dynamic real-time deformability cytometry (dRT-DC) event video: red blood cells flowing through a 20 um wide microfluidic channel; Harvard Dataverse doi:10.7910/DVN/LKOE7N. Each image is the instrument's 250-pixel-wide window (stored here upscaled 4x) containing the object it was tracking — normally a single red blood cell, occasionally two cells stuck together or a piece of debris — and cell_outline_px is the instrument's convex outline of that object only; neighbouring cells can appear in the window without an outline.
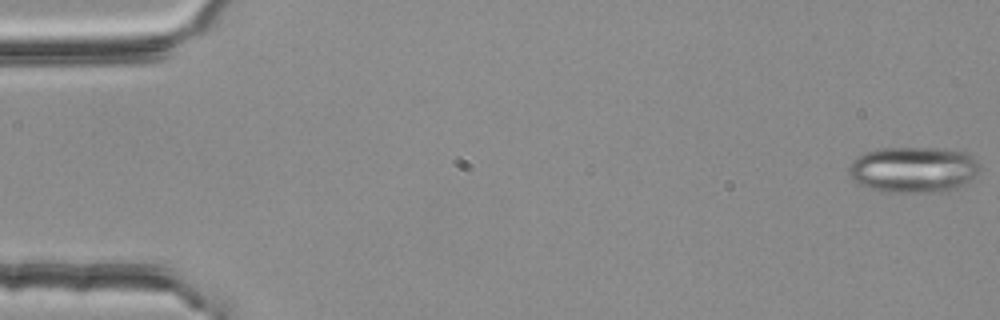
{"species": "common noctule bat (a hibernating species)", "species_latin": "Nyctalus noctula", "temperature_condition": "room temperature", "stored_images_in_passage": 5, "camera_frame_rate_fps": 3000, "um_per_image_px": 0.085, "animal": {"sex": "female", "body_mass_g": 25.1}, "frame": {"image": 1, "passage_image": 1, "time_ms": 0.0, "image_size_px": [1000, 320], "cell_outline_px": [[980, 172], [976, 176], [960, 188], [924, 192], [884, 192], [860, 184], [852, 176], [848, 168], [852, 160], [856, 156], [864, 152], [880, 148], [948, 148], [968, 152], [980, 160]], "centroid_in_image_um": [77.72, 14.39], "position_along_channel_um": 7.3, "area_um2": 35.49}}